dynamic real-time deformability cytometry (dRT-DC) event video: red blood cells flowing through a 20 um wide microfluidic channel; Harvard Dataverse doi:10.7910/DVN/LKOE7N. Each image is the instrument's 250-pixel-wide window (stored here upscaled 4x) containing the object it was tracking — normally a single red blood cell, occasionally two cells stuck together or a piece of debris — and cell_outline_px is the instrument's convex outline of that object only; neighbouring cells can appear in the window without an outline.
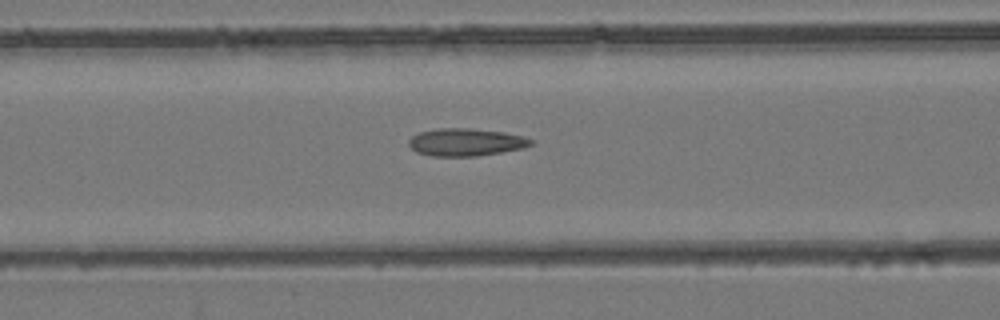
{"species": "common noctule bat (a hibernating species)", "species_latin": "Nyctalus noctula", "temperature_condition": "room temperature", "stored_images_in_passage": 37, "camera_frame_rate_fps": 3000, "um_per_image_px": 0.085, "animal": {"sex": "female", "body_mass_g": 24.6, "forearm_length_mm": 56.2}, "frame": {"image": 1, "passage_image": 12, "time_ms": 3.667, "image_size_px": [1000, 320], "cell_outline_px": [[536, 144], [524, 148], [476, 156], [432, 156], [416, 152], [408, 144], [408, 140], [412, 136], [420, 132], [436, 128], [468, 128], [504, 132], [524, 136], [532, 140]], "centroid_in_image_um": [39.61, 12.08], "position_along_channel_um": 127.0, "area_um2": 19.71}}
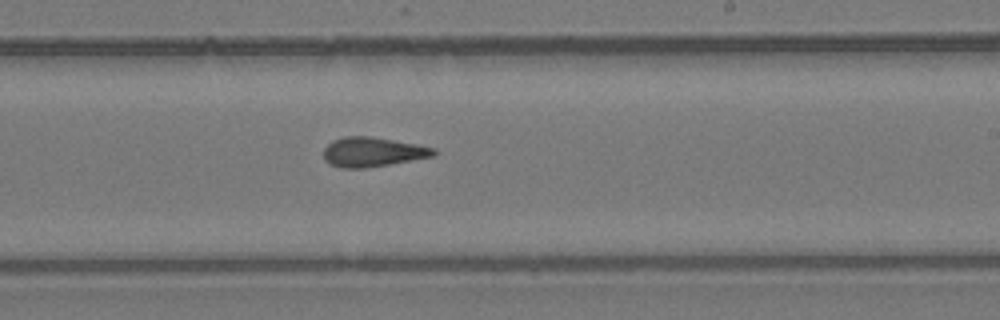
{"frame": {"image": 2, "passage_image": 22, "time_ms": 7.0, "image_size_px": [1000, 320], "cell_outline_px": [[436, 156], [364, 168], [340, 168], [324, 160], [324, 148], [332, 140], [344, 136], [368, 136], [416, 144], [436, 148]], "centroid_in_image_um": [31.67, 12.91], "position_along_channel_um": 257.3, "area_um2": 18.84}}
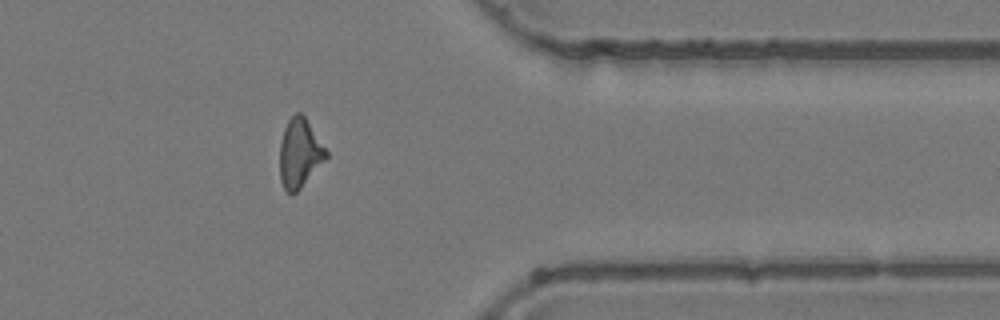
{"frame": {"image": 3, "passage_image": 33, "time_ms": 10.667, "image_size_px": [1000, 320], "cell_outline_px": [[328, 156], [300, 188], [292, 196], [284, 188], [280, 180], [280, 144], [284, 128], [288, 120], [296, 112], [300, 112], [304, 116], [328, 152]], "centroid_in_image_um": [25.45, 13.02], "position_along_channel_um": 385.9, "area_um2": 18.32}}